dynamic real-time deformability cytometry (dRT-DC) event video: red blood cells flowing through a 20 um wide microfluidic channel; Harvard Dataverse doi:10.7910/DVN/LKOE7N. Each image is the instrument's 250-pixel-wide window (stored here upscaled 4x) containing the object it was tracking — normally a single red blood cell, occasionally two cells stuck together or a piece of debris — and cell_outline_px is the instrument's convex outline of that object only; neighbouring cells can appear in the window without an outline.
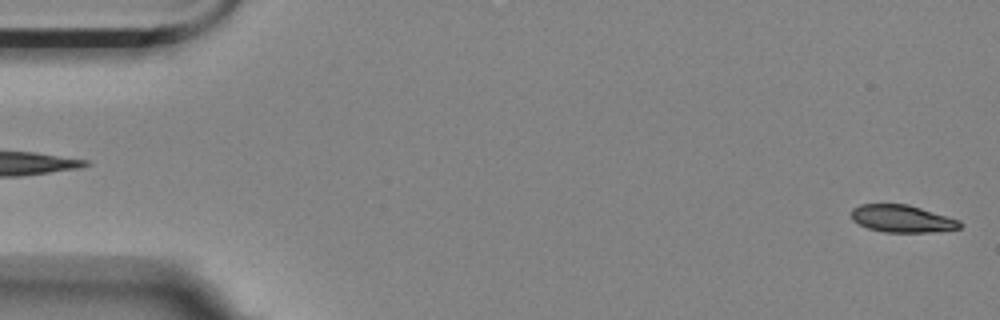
{"species": "Egyptian fruit bat (a non-hibernating species)", "species_latin": "Rousettus aegyptiacus", "temperature_condition": "room temperature", "stored_images_in_passage": 6, "segment_of_instrument_passage": [2, 2], "camera_frame_rate_fps": 3000, "um_per_image_px": 0.085, "animal": {"sex": "female"}, "frame": {"image": 1, "passage_image": 6, "time_ms": 5.667, "image_size_px": [1000, 320], "cell_outline_px": [[964, 224], [960, 228], [932, 232], [884, 232], [868, 228], [852, 220], [852, 208], [860, 204], [908, 204], [960, 220]], "centroid_in_image_um": [76.69, 18.59], "position_along_channel_um": 8.3, "area_um2": 17.28}}